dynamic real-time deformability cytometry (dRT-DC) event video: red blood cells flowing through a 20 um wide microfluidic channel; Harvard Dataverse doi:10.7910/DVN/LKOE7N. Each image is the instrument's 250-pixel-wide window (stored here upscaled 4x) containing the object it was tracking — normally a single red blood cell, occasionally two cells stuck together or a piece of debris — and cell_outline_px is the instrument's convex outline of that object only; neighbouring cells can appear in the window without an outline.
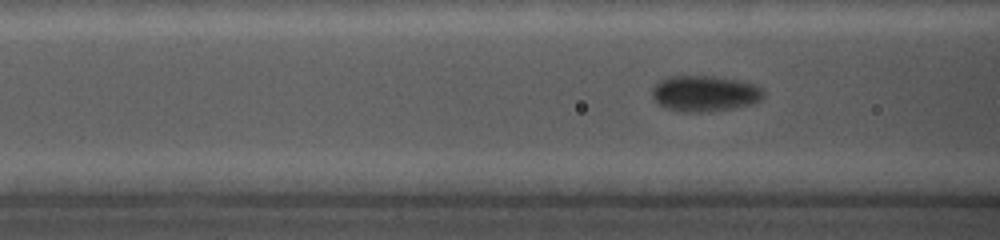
{"species": "common noctule bat (a hibernating species)", "species_latin": "Nyctalus noctula", "temperature_condition": "cold", "stored_images_in_passage": 61, "camera_frame_rate_fps": 5000, "um_per_image_px": 0.085, "animal": {"sex": "female", "body_mass_g": 19.0, "forearm_length_mm": 56.7}, "frame": {"image": 1, "passage_image": 19, "time_ms": 3.0, "image_size_px": [1000, 240], "cell_outline_px": [[764, 96], [760, 100], [748, 104], [712, 112], [684, 112], [664, 108], [652, 96], [652, 88], [660, 80], [668, 76], [712, 76], [736, 80], [756, 84], [764, 92]], "centroid_in_image_um": [59.87, 7.95], "position_along_channel_um": 106.7, "area_um2": 23.18}}
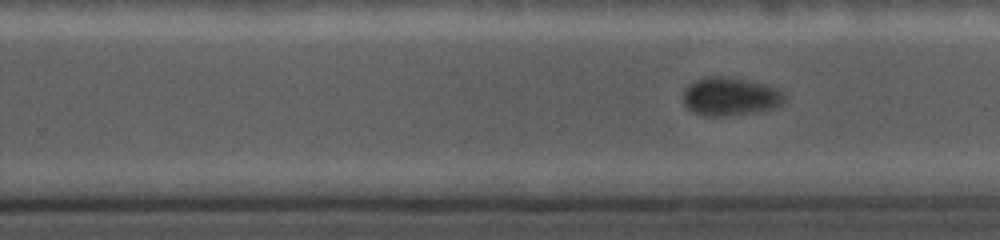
{"frame": {"image": 2, "passage_image": 46, "time_ms": 7.4, "image_size_px": [1000, 240], "cell_outline_px": [[784, 100], [780, 104], [772, 108], [756, 112], [732, 116], [704, 116], [692, 112], [684, 104], [684, 88], [688, 84], [696, 80], [712, 76], [716, 76], [744, 80], [776, 88], [784, 96]], "centroid_in_image_um": [62.0, 8.23], "position_along_channel_um": 267.8, "area_um2": 22.2}}
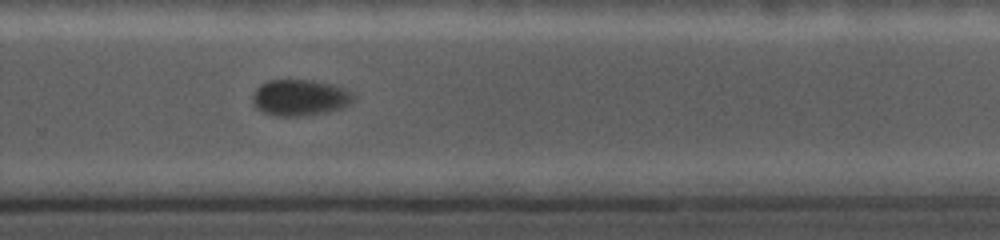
{"frame": {"image": 3, "passage_image": 53, "time_ms": 8.4, "image_size_px": [1000, 240], "cell_outline_px": [[356, 100], [340, 108], [324, 112], [296, 116], [276, 116], [264, 112], [252, 100], [252, 92], [260, 84], [268, 80], [312, 80], [332, 84], [344, 88], [352, 92], [356, 96]], "centroid_in_image_um": [25.51, 8.27], "position_along_channel_um": 304.3, "area_um2": 21.15}}